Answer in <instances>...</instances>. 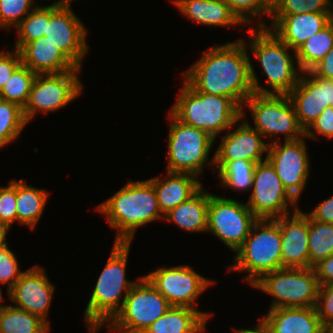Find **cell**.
<instances>
[{
  "label": "cell",
  "instance_id": "6da1fadb",
  "mask_svg": "<svg viewBox=\"0 0 333 333\" xmlns=\"http://www.w3.org/2000/svg\"><path fill=\"white\" fill-rule=\"evenodd\" d=\"M244 39L215 45L184 72V81L196 92L231 98L241 109L254 91L250 56Z\"/></svg>",
  "mask_w": 333,
  "mask_h": 333
},
{
  "label": "cell",
  "instance_id": "7a4b0ae2",
  "mask_svg": "<svg viewBox=\"0 0 333 333\" xmlns=\"http://www.w3.org/2000/svg\"><path fill=\"white\" fill-rule=\"evenodd\" d=\"M248 33L252 39L246 45L247 48L249 47L247 50H251L253 56L257 58L263 73L267 76L266 84L272 89L268 90V88L260 86L258 76L250 62V76L254 93L288 95L298 84L303 73L296 58V51L289 48L267 27H252L248 29ZM289 50L293 51L292 54L289 53Z\"/></svg>",
  "mask_w": 333,
  "mask_h": 333
},
{
  "label": "cell",
  "instance_id": "3957f363",
  "mask_svg": "<svg viewBox=\"0 0 333 333\" xmlns=\"http://www.w3.org/2000/svg\"><path fill=\"white\" fill-rule=\"evenodd\" d=\"M96 210L103 213L109 227L116 230L114 243H131L139 227L164 219L156 191L148 179L127 182Z\"/></svg>",
  "mask_w": 333,
  "mask_h": 333
},
{
  "label": "cell",
  "instance_id": "277c9868",
  "mask_svg": "<svg viewBox=\"0 0 333 333\" xmlns=\"http://www.w3.org/2000/svg\"><path fill=\"white\" fill-rule=\"evenodd\" d=\"M130 247L131 243L113 244L111 255L98 277L84 311L85 325L90 333L98 332L114 318L122 309L130 289L137 282L130 281L125 276Z\"/></svg>",
  "mask_w": 333,
  "mask_h": 333
},
{
  "label": "cell",
  "instance_id": "5b68a950",
  "mask_svg": "<svg viewBox=\"0 0 333 333\" xmlns=\"http://www.w3.org/2000/svg\"><path fill=\"white\" fill-rule=\"evenodd\" d=\"M170 112L183 123L215 139L240 122L242 109L229 97L196 92L185 81Z\"/></svg>",
  "mask_w": 333,
  "mask_h": 333
},
{
  "label": "cell",
  "instance_id": "8992f818",
  "mask_svg": "<svg viewBox=\"0 0 333 333\" xmlns=\"http://www.w3.org/2000/svg\"><path fill=\"white\" fill-rule=\"evenodd\" d=\"M282 236L274 219H258L248 237L234 252V264L228 271H245L244 281L251 286L264 274L282 268Z\"/></svg>",
  "mask_w": 333,
  "mask_h": 333
},
{
  "label": "cell",
  "instance_id": "52a82bcc",
  "mask_svg": "<svg viewBox=\"0 0 333 333\" xmlns=\"http://www.w3.org/2000/svg\"><path fill=\"white\" fill-rule=\"evenodd\" d=\"M167 171L189 173L198 177L203 168L214 169V157L208 158L215 141L207 132L178 120L170 111Z\"/></svg>",
  "mask_w": 333,
  "mask_h": 333
},
{
  "label": "cell",
  "instance_id": "ba28073f",
  "mask_svg": "<svg viewBox=\"0 0 333 333\" xmlns=\"http://www.w3.org/2000/svg\"><path fill=\"white\" fill-rule=\"evenodd\" d=\"M252 286L274 298L269 309L315 307L317 303L319 283L313 267H283L264 274Z\"/></svg>",
  "mask_w": 333,
  "mask_h": 333
},
{
  "label": "cell",
  "instance_id": "9c48e42d",
  "mask_svg": "<svg viewBox=\"0 0 333 333\" xmlns=\"http://www.w3.org/2000/svg\"><path fill=\"white\" fill-rule=\"evenodd\" d=\"M251 111L254 129L263 137L275 140L268 145L278 142L279 134L285 136L284 141L297 140L305 137V130L300 126L295 108L288 95L256 94L249 96L243 106Z\"/></svg>",
  "mask_w": 333,
  "mask_h": 333
},
{
  "label": "cell",
  "instance_id": "30bf717a",
  "mask_svg": "<svg viewBox=\"0 0 333 333\" xmlns=\"http://www.w3.org/2000/svg\"><path fill=\"white\" fill-rule=\"evenodd\" d=\"M170 307L168 300L145 276L138 277L125 298L122 309L107 324L108 330L117 333H144Z\"/></svg>",
  "mask_w": 333,
  "mask_h": 333
},
{
  "label": "cell",
  "instance_id": "8fae6325",
  "mask_svg": "<svg viewBox=\"0 0 333 333\" xmlns=\"http://www.w3.org/2000/svg\"><path fill=\"white\" fill-rule=\"evenodd\" d=\"M80 67L63 73L36 74L30 95L23 108V115L27 124L39 111L47 114L61 107L67 106L83 90L78 73Z\"/></svg>",
  "mask_w": 333,
  "mask_h": 333
},
{
  "label": "cell",
  "instance_id": "7c38bea8",
  "mask_svg": "<svg viewBox=\"0 0 333 333\" xmlns=\"http://www.w3.org/2000/svg\"><path fill=\"white\" fill-rule=\"evenodd\" d=\"M257 220L246 203L209 193L207 232L230 250L235 252L243 244Z\"/></svg>",
  "mask_w": 333,
  "mask_h": 333
},
{
  "label": "cell",
  "instance_id": "4fadbf2b",
  "mask_svg": "<svg viewBox=\"0 0 333 333\" xmlns=\"http://www.w3.org/2000/svg\"><path fill=\"white\" fill-rule=\"evenodd\" d=\"M248 208L258 219H275L298 210L297 200L287 191L268 160L257 163ZM290 205V206H289Z\"/></svg>",
  "mask_w": 333,
  "mask_h": 333
},
{
  "label": "cell",
  "instance_id": "5bb4252c",
  "mask_svg": "<svg viewBox=\"0 0 333 333\" xmlns=\"http://www.w3.org/2000/svg\"><path fill=\"white\" fill-rule=\"evenodd\" d=\"M171 306L196 309L195 302L214 280L198 274L189 265L161 267L144 275Z\"/></svg>",
  "mask_w": 333,
  "mask_h": 333
},
{
  "label": "cell",
  "instance_id": "9a60e30c",
  "mask_svg": "<svg viewBox=\"0 0 333 333\" xmlns=\"http://www.w3.org/2000/svg\"><path fill=\"white\" fill-rule=\"evenodd\" d=\"M304 137L271 143L266 152L267 160L287 191L298 201L310 173V161Z\"/></svg>",
  "mask_w": 333,
  "mask_h": 333
},
{
  "label": "cell",
  "instance_id": "2e32d148",
  "mask_svg": "<svg viewBox=\"0 0 333 333\" xmlns=\"http://www.w3.org/2000/svg\"><path fill=\"white\" fill-rule=\"evenodd\" d=\"M86 36L87 28L71 7L49 5V23L44 37L80 68L89 49Z\"/></svg>",
  "mask_w": 333,
  "mask_h": 333
},
{
  "label": "cell",
  "instance_id": "e0dca14e",
  "mask_svg": "<svg viewBox=\"0 0 333 333\" xmlns=\"http://www.w3.org/2000/svg\"><path fill=\"white\" fill-rule=\"evenodd\" d=\"M54 290L44 268L35 265L27 269L7 293L10 301L16 304L14 307L39 316L50 326L46 317Z\"/></svg>",
  "mask_w": 333,
  "mask_h": 333
},
{
  "label": "cell",
  "instance_id": "ac0fdd59",
  "mask_svg": "<svg viewBox=\"0 0 333 333\" xmlns=\"http://www.w3.org/2000/svg\"><path fill=\"white\" fill-rule=\"evenodd\" d=\"M246 112L242 111L241 123L236 129L229 128L221 139V144L214 153V162H230L233 160H247L255 164L267 160L263 156L268 151V143L263 136L243 119Z\"/></svg>",
  "mask_w": 333,
  "mask_h": 333
},
{
  "label": "cell",
  "instance_id": "d6986e66",
  "mask_svg": "<svg viewBox=\"0 0 333 333\" xmlns=\"http://www.w3.org/2000/svg\"><path fill=\"white\" fill-rule=\"evenodd\" d=\"M282 236V268H308L309 260V215L300 209L274 219Z\"/></svg>",
  "mask_w": 333,
  "mask_h": 333
},
{
  "label": "cell",
  "instance_id": "ffe728a7",
  "mask_svg": "<svg viewBox=\"0 0 333 333\" xmlns=\"http://www.w3.org/2000/svg\"><path fill=\"white\" fill-rule=\"evenodd\" d=\"M333 12L301 13L270 17V26L259 18L257 27L271 29L289 48L296 51L308 38L332 20Z\"/></svg>",
  "mask_w": 333,
  "mask_h": 333
},
{
  "label": "cell",
  "instance_id": "44dd1931",
  "mask_svg": "<svg viewBox=\"0 0 333 333\" xmlns=\"http://www.w3.org/2000/svg\"><path fill=\"white\" fill-rule=\"evenodd\" d=\"M263 321L270 333H326L315 307L269 309Z\"/></svg>",
  "mask_w": 333,
  "mask_h": 333
},
{
  "label": "cell",
  "instance_id": "7402d4cb",
  "mask_svg": "<svg viewBox=\"0 0 333 333\" xmlns=\"http://www.w3.org/2000/svg\"><path fill=\"white\" fill-rule=\"evenodd\" d=\"M19 52L22 64L36 74L63 73L77 67L46 37L26 43Z\"/></svg>",
  "mask_w": 333,
  "mask_h": 333
},
{
  "label": "cell",
  "instance_id": "603a6c76",
  "mask_svg": "<svg viewBox=\"0 0 333 333\" xmlns=\"http://www.w3.org/2000/svg\"><path fill=\"white\" fill-rule=\"evenodd\" d=\"M154 186L158 205L163 215L188 200L203 185L198 177L189 173L169 172L164 179H148Z\"/></svg>",
  "mask_w": 333,
  "mask_h": 333
},
{
  "label": "cell",
  "instance_id": "cb8c5ba5",
  "mask_svg": "<svg viewBox=\"0 0 333 333\" xmlns=\"http://www.w3.org/2000/svg\"><path fill=\"white\" fill-rule=\"evenodd\" d=\"M171 3L197 24L212 27L243 25L224 0H171Z\"/></svg>",
  "mask_w": 333,
  "mask_h": 333
},
{
  "label": "cell",
  "instance_id": "d4e9b609",
  "mask_svg": "<svg viewBox=\"0 0 333 333\" xmlns=\"http://www.w3.org/2000/svg\"><path fill=\"white\" fill-rule=\"evenodd\" d=\"M295 108L300 126L306 131L319 117L324 105L323 86H317L305 73L298 84L288 94Z\"/></svg>",
  "mask_w": 333,
  "mask_h": 333
},
{
  "label": "cell",
  "instance_id": "484cf974",
  "mask_svg": "<svg viewBox=\"0 0 333 333\" xmlns=\"http://www.w3.org/2000/svg\"><path fill=\"white\" fill-rule=\"evenodd\" d=\"M211 313L188 307L171 306L144 333H201Z\"/></svg>",
  "mask_w": 333,
  "mask_h": 333
},
{
  "label": "cell",
  "instance_id": "4316f807",
  "mask_svg": "<svg viewBox=\"0 0 333 333\" xmlns=\"http://www.w3.org/2000/svg\"><path fill=\"white\" fill-rule=\"evenodd\" d=\"M203 186L188 200L164 215V220L174 222L184 231L204 233L207 231L209 192Z\"/></svg>",
  "mask_w": 333,
  "mask_h": 333
},
{
  "label": "cell",
  "instance_id": "83f0119b",
  "mask_svg": "<svg viewBox=\"0 0 333 333\" xmlns=\"http://www.w3.org/2000/svg\"><path fill=\"white\" fill-rule=\"evenodd\" d=\"M48 197L45 189L29 186L23 179L16 180L17 222L33 230L42 217Z\"/></svg>",
  "mask_w": 333,
  "mask_h": 333
},
{
  "label": "cell",
  "instance_id": "f1b7e54d",
  "mask_svg": "<svg viewBox=\"0 0 333 333\" xmlns=\"http://www.w3.org/2000/svg\"><path fill=\"white\" fill-rule=\"evenodd\" d=\"M50 326L39 316L12 305H0V333H49Z\"/></svg>",
  "mask_w": 333,
  "mask_h": 333
},
{
  "label": "cell",
  "instance_id": "f546056e",
  "mask_svg": "<svg viewBox=\"0 0 333 333\" xmlns=\"http://www.w3.org/2000/svg\"><path fill=\"white\" fill-rule=\"evenodd\" d=\"M332 47L333 19L296 50V58L301 71L304 73L312 70Z\"/></svg>",
  "mask_w": 333,
  "mask_h": 333
},
{
  "label": "cell",
  "instance_id": "4dcf8cb0",
  "mask_svg": "<svg viewBox=\"0 0 333 333\" xmlns=\"http://www.w3.org/2000/svg\"><path fill=\"white\" fill-rule=\"evenodd\" d=\"M255 167V163L243 159L214 162V171L215 169L218 171L221 186L240 192L252 188Z\"/></svg>",
  "mask_w": 333,
  "mask_h": 333
},
{
  "label": "cell",
  "instance_id": "1f68e13d",
  "mask_svg": "<svg viewBox=\"0 0 333 333\" xmlns=\"http://www.w3.org/2000/svg\"><path fill=\"white\" fill-rule=\"evenodd\" d=\"M309 260L313 267L333 254V223L317 222L309 216Z\"/></svg>",
  "mask_w": 333,
  "mask_h": 333
},
{
  "label": "cell",
  "instance_id": "d6a6232c",
  "mask_svg": "<svg viewBox=\"0 0 333 333\" xmlns=\"http://www.w3.org/2000/svg\"><path fill=\"white\" fill-rule=\"evenodd\" d=\"M36 73L21 64L11 75L0 91V99L18 104L21 108L26 105Z\"/></svg>",
  "mask_w": 333,
  "mask_h": 333
},
{
  "label": "cell",
  "instance_id": "836d02e7",
  "mask_svg": "<svg viewBox=\"0 0 333 333\" xmlns=\"http://www.w3.org/2000/svg\"><path fill=\"white\" fill-rule=\"evenodd\" d=\"M48 23L49 5L38 4L16 27L18 40L14 48L20 50L26 43L44 37Z\"/></svg>",
  "mask_w": 333,
  "mask_h": 333
},
{
  "label": "cell",
  "instance_id": "e575fe53",
  "mask_svg": "<svg viewBox=\"0 0 333 333\" xmlns=\"http://www.w3.org/2000/svg\"><path fill=\"white\" fill-rule=\"evenodd\" d=\"M26 125L23 108L16 103L0 99V142L8 146L17 140Z\"/></svg>",
  "mask_w": 333,
  "mask_h": 333
},
{
  "label": "cell",
  "instance_id": "d590c367",
  "mask_svg": "<svg viewBox=\"0 0 333 333\" xmlns=\"http://www.w3.org/2000/svg\"><path fill=\"white\" fill-rule=\"evenodd\" d=\"M331 0H270V17L317 12H333Z\"/></svg>",
  "mask_w": 333,
  "mask_h": 333
},
{
  "label": "cell",
  "instance_id": "8d00e7d4",
  "mask_svg": "<svg viewBox=\"0 0 333 333\" xmlns=\"http://www.w3.org/2000/svg\"><path fill=\"white\" fill-rule=\"evenodd\" d=\"M35 0H0V28L10 30L37 6Z\"/></svg>",
  "mask_w": 333,
  "mask_h": 333
},
{
  "label": "cell",
  "instance_id": "74e56055",
  "mask_svg": "<svg viewBox=\"0 0 333 333\" xmlns=\"http://www.w3.org/2000/svg\"><path fill=\"white\" fill-rule=\"evenodd\" d=\"M243 23H252L254 17L270 16V0H224Z\"/></svg>",
  "mask_w": 333,
  "mask_h": 333
},
{
  "label": "cell",
  "instance_id": "f35d334b",
  "mask_svg": "<svg viewBox=\"0 0 333 333\" xmlns=\"http://www.w3.org/2000/svg\"><path fill=\"white\" fill-rule=\"evenodd\" d=\"M16 255L5 246L0 249V283L7 284V292L15 285L16 281L25 271H20ZM1 288V286H0Z\"/></svg>",
  "mask_w": 333,
  "mask_h": 333
},
{
  "label": "cell",
  "instance_id": "ab89813d",
  "mask_svg": "<svg viewBox=\"0 0 333 333\" xmlns=\"http://www.w3.org/2000/svg\"><path fill=\"white\" fill-rule=\"evenodd\" d=\"M8 186L0 187V221L11 228L17 222L16 210V180H11Z\"/></svg>",
  "mask_w": 333,
  "mask_h": 333
},
{
  "label": "cell",
  "instance_id": "60d3db41",
  "mask_svg": "<svg viewBox=\"0 0 333 333\" xmlns=\"http://www.w3.org/2000/svg\"><path fill=\"white\" fill-rule=\"evenodd\" d=\"M316 311L327 330L333 325V285H320L316 303Z\"/></svg>",
  "mask_w": 333,
  "mask_h": 333
},
{
  "label": "cell",
  "instance_id": "b9f144b4",
  "mask_svg": "<svg viewBox=\"0 0 333 333\" xmlns=\"http://www.w3.org/2000/svg\"><path fill=\"white\" fill-rule=\"evenodd\" d=\"M318 134H322L327 138H333V107H326L305 131L306 138L316 139Z\"/></svg>",
  "mask_w": 333,
  "mask_h": 333
},
{
  "label": "cell",
  "instance_id": "7bdbcfd3",
  "mask_svg": "<svg viewBox=\"0 0 333 333\" xmlns=\"http://www.w3.org/2000/svg\"><path fill=\"white\" fill-rule=\"evenodd\" d=\"M21 64L22 59L19 50L14 48L11 52L5 50L0 52V91Z\"/></svg>",
  "mask_w": 333,
  "mask_h": 333
},
{
  "label": "cell",
  "instance_id": "ee69618b",
  "mask_svg": "<svg viewBox=\"0 0 333 333\" xmlns=\"http://www.w3.org/2000/svg\"><path fill=\"white\" fill-rule=\"evenodd\" d=\"M320 285H333V254L313 266Z\"/></svg>",
  "mask_w": 333,
  "mask_h": 333
},
{
  "label": "cell",
  "instance_id": "f6af8a7d",
  "mask_svg": "<svg viewBox=\"0 0 333 333\" xmlns=\"http://www.w3.org/2000/svg\"><path fill=\"white\" fill-rule=\"evenodd\" d=\"M307 214L317 222L333 223V196L317 204V206Z\"/></svg>",
  "mask_w": 333,
  "mask_h": 333
},
{
  "label": "cell",
  "instance_id": "bcb514c9",
  "mask_svg": "<svg viewBox=\"0 0 333 333\" xmlns=\"http://www.w3.org/2000/svg\"><path fill=\"white\" fill-rule=\"evenodd\" d=\"M317 86H323L324 105L333 107V79L319 77L312 70L304 72Z\"/></svg>",
  "mask_w": 333,
  "mask_h": 333
},
{
  "label": "cell",
  "instance_id": "7dc6e473",
  "mask_svg": "<svg viewBox=\"0 0 333 333\" xmlns=\"http://www.w3.org/2000/svg\"><path fill=\"white\" fill-rule=\"evenodd\" d=\"M312 71L319 77L333 79V47Z\"/></svg>",
  "mask_w": 333,
  "mask_h": 333
},
{
  "label": "cell",
  "instance_id": "c3c4849f",
  "mask_svg": "<svg viewBox=\"0 0 333 333\" xmlns=\"http://www.w3.org/2000/svg\"><path fill=\"white\" fill-rule=\"evenodd\" d=\"M259 322L256 324L255 328L253 329H236L234 330L235 333H270V330L267 324L263 321V319H258Z\"/></svg>",
  "mask_w": 333,
  "mask_h": 333
},
{
  "label": "cell",
  "instance_id": "681fc988",
  "mask_svg": "<svg viewBox=\"0 0 333 333\" xmlns=\"http://www.w3.org/2000/svg\"><path fill=\"white\" fill-rule=\"evenodd\" d=\"M9 229L10 228L6 224L0 221V249L8 246L6 236Z\"/></svg>",
  "mask_w": 333,
  "mask_h": 333
},
{
  "label": "cell",
  "instance_id": "f907efd6",
  "mask_svg": "<svg viewBox=\"0 0 333 333\" xmlns=\"http://www.w3.org/2000/svg\"><path fill=\"white\" fill-rule=\"evenodd\" d=\"M72 1L74 2V0H57V2L52 3V5L58 6V7H66V8H70L71 7V3Z\"/></svg>",
  "mask_w": 333,
  "mask_h": 333
},
{
  "label": "cell",
  "instance_id": "816d5d0a",
  "mask_svg": "<svg viewBox=\"0 0 333 333\" xmlns=\"http://www.w3.org/2000/svg\"><path fill=\"white\" fill-rule=\"evenodd\" d=\"M326 333H333V325L327 329Z\"/></svg>",
  "mask_w": 333,
  "mask_h": 333
},
{
  "label": "cell",
  "instance_id": "f5cc1de1",
  "mask_svg": "<svg viewBox=\"0 0 333 333\" xmlns=\"http://www.w3.org/2000/svg\"><path fill=\"white\" fill-rule=\"evenodd\" d=\"M1 291H2V290H1V288H0V302H2L3 299H4ZM0 305H1V303H0Z\"/></svg>",
  "mask_w": 333,
  "mask_h": 333
},
{
  "label": "cell",
  "instance_id": "db71d44e",
  "mask_svg": "<svg viewBox=\"0 0 333 333\" xmlns=\"http://www.w3.org/2000/svg\"><path fill=\"white\" fill-rule=\"evenodd\" d=\"M3 147H5V146L0 142V148H3Z\"/></svg>",
  "mask_w": 333,
  "mask_h": 333
}]
</instances>
